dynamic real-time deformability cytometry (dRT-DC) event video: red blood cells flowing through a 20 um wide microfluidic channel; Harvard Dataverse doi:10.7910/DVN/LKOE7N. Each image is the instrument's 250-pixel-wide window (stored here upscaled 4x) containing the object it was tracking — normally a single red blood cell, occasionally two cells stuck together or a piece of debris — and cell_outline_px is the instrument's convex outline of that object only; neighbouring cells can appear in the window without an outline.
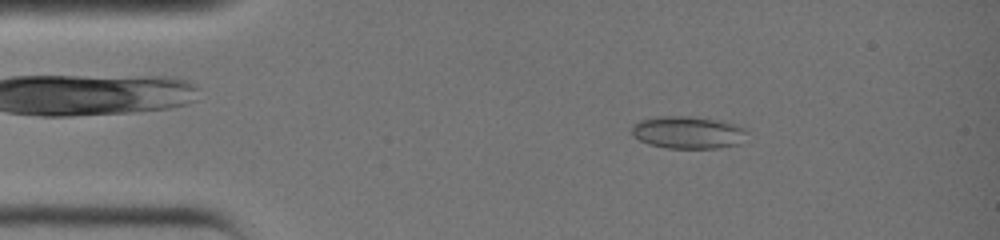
{"species": "common noctule bat (a hibernating species)", "species_latin": "Nyctalus noctula", "temperature_condition": "warm", "stored_images_in_passage": 35, "camera_frame_rate_fps": 3000, "um_per_image_px": 0.085, "animal": {"sex": "female", "body_mass_g": 19.0, "forearm_length_mm": 51.5}, "frame": {"image": 1, "passage_image": 5, "time_ms": 1.333, "image_size_px": [1000, 240], "cell_outline_px": [[740, 144], [716, 148], [668, 148], [652, 144], [640, 140], [632, 132], [632, 128], [636, 124], [644, 120], [664, 116], [680, 116], [708, 120], [724, 124], [736, 128]], "centroid_in_image_um": [58.28, 11.3], "position_along_channel_um": 26.7, "area_um2": 19.71}}
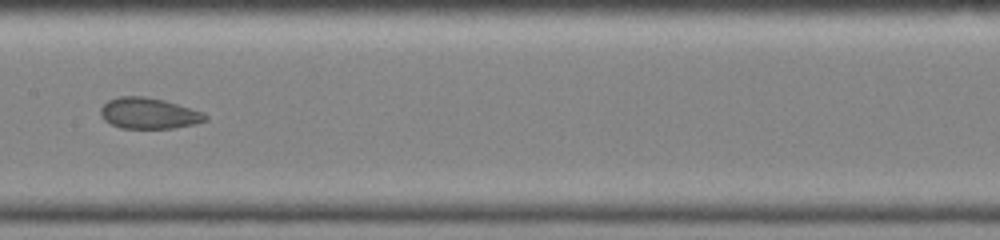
{"frame": {"image": 2, "passage_image": 18, "time_ms": 5.667, "image_size_px": [1000, 240], "cell_outline_px": [[208, 120], [192, 124], [172, 128], [120, 128], [104, 120], [100, 116], [100, 108], [108, 100], [120, 96], [144, 96], [164, 100], [204, 112], [208, 116]], "centroid_in_image_um": [12.63, 9.63], "position_along_channel_um": 194.8, "area_um2": 18.9}}
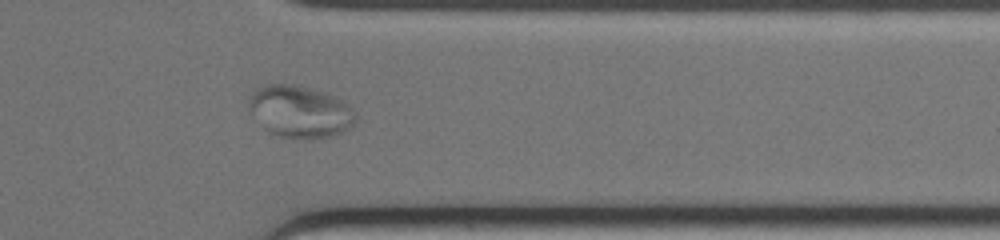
{"frame": {"image": 3, "passage_image": 29, "time_ms": 9.333, "image_size_px": [1000, 240], "cell_outline_px": [[356, 120], [348, 128], [336, 136], [300, 140], [296, 140], [276, 136], [264, 128], [260, 124], [252, 112], [248, 104], [248, 96], [256, 88], [264, 84], [292, 84], [324, 92], [340, 100], [352, 108], [356, 112]], "centroid_in_image_um": [25.47, 9.51], "position_along_channel_um": 385.9, "area_um2": 32.6}}